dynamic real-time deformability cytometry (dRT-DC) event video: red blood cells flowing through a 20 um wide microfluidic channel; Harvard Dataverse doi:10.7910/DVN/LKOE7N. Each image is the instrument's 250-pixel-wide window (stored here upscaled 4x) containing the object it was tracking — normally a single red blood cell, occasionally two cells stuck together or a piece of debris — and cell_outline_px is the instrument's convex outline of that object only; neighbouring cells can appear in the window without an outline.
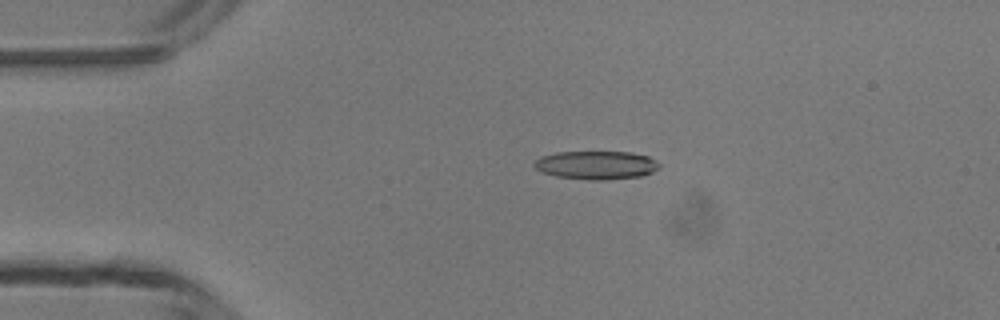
{"species": "common noctule bat (a hibernating species)", "species_latin": "Nyctalus noctula", "temperature_condition": "room temperature", "stored_images_in_passage": 4, "camera_frame_rate_fps": 3000, "um_per_image_px": 0.085, "animal": {"sex": "male", "body_mass_g": 13.3}, "frame": {"image": 1, "passage_image": 3, "time_ms": 2.333, "image_size_px": [1000, 320], "cell_outline_px": [[660, 168], [652, 172], [640, 176], [608, 180], [588, 180], [556, 176], [544, 172], [536, 168], [532, 164], [540, 156], [556, 152], [632, 152], [648, 156], [656, 160], [660, 164]], "centroid_in_image_um": [50.7, 14.03], "position_along_channel_um": 34.3, "area_um2": 20.81}}